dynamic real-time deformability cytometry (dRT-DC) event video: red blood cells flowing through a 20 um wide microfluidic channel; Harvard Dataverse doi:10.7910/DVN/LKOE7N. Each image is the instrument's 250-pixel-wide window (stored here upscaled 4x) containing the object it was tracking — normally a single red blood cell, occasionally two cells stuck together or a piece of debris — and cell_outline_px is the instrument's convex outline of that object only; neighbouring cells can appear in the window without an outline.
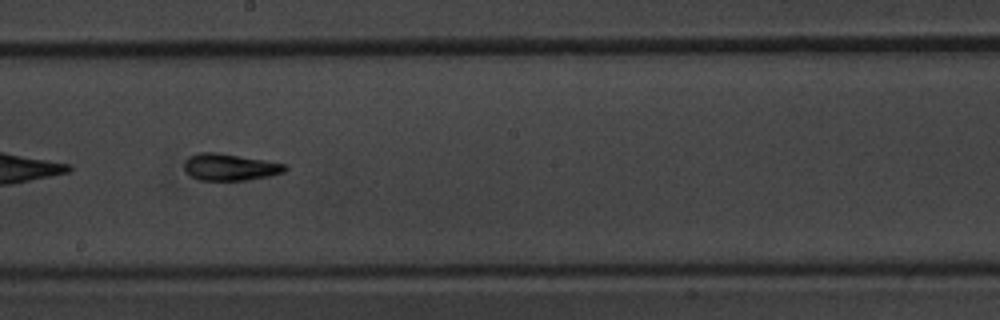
{"species": "common noctule bat (a hibernating species)", "species_latin": "Nyctalus noctula", "temperature_condition": "warm", "stored_images_in_passage": 52, "camera_frame_rate_fps": 3000, "um_per_image_px": 0.085, "animal": {"sex": "male", "body_mass_g": 20.1, "forearm_length_mm": 53.5}, "frame": {"image": 1, "passage_image": 30, "time_ms": 9.667, "image_size_px": [1000, 320], "cell_outline_px": [[288, 168], [284, 172], [268, 176], [248, 180], [200, 180], [192, 176], [184, 168], [184, 160], [188, 156], [200, 152], [216, 152], [288, 164]], "centroid_in_image_um": [19.55, 14.19], "position_along_channel_um": 228.6, "area_um2": 15.72}, "authors_computed_cell_mechanics": {"area_um2": 15.7216, "velocity_mm_per_s": 3.8383, "shape_relaxation_time_tau1_ms": 3.9019, "shape_relaxation_time_tau2_ms": 2.9477, "deformation_change_tau1": 0.1716, "deformation_change_tau2": 0.1278}}